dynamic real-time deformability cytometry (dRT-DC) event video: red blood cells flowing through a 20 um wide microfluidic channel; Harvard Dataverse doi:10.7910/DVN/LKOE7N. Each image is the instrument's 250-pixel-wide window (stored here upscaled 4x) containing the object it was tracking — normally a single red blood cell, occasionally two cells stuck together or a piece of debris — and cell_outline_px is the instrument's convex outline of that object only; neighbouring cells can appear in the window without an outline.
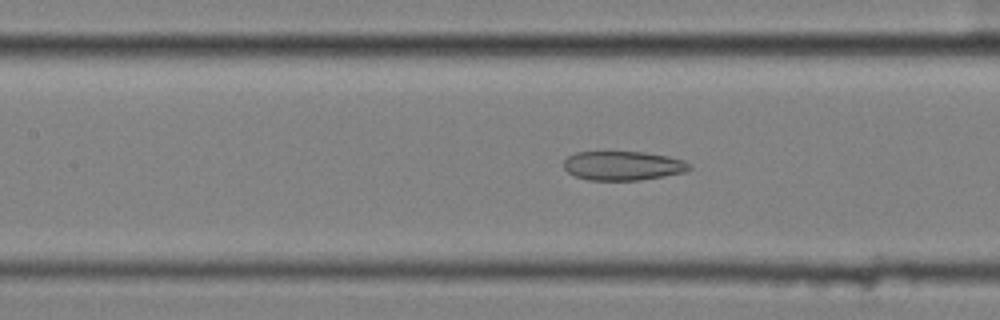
{"species": "common noctule bat (a hibernating species)", "species_latin": "Nyctalus noctula", "temperature_condition": "cold", "stored_images_in_passage": 49, "camera_frame_rate_fps": 3000, "um_per_image_px": 0.085, "animal": {"sex": "female", "body_mass_g": 25.1}, "frame": {"image": 1, "passage_image": 25, "time_ms": 8.0, "image_size_px": [1000, 320], "cell_outline_px": [[692, 168], [684, 172], [664, 176], [640, 180], [588, 180], [576, 176], [568, 172], [564, 168], [564, 160], [568, 156], [576, 152], [644, 152], [668, 156], [684, 160], [692, 164]], "centroid_in_image_um": [52.97, 14.08], "position_along_channel_um": 154.4, "area_um2": 21.39}}
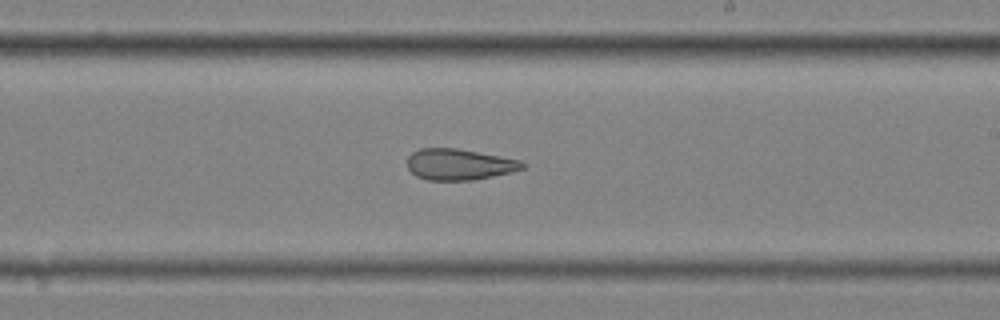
{"frame": {"image": 2, "passage_image": 33, "time_ms": 10.667, "image_size_px": [1000, 320], "cell_outline_px": [[528, 164], [524, 168], [492, 176], [472, 180], [428, 180], [416, 176], [408, 168], [408, 156], [412, 152], [420, 148], [456, 148], [520, 160]], "centroid_in_image_um": [39.01, 13.97], "position_along_channel_um": 250.0, "area_um2": 20.69}}
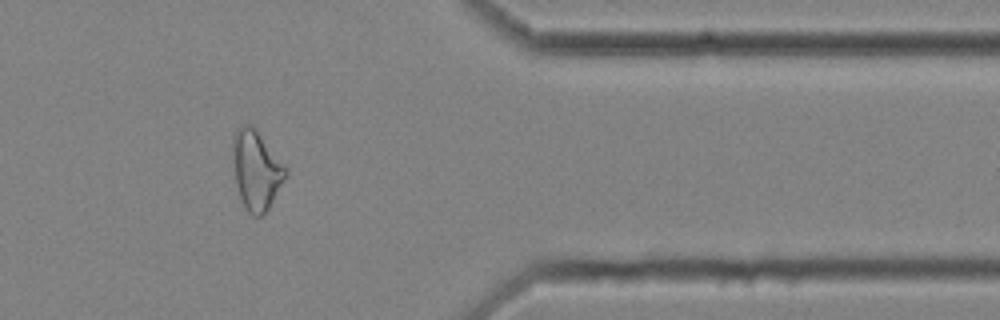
{"frame": {"image": 3, "passage_image": 46, "time_ms": 15.0, "image_size_px": [1000, 320], "cell_outline_px": [[288, 176], [264, 216], [252, 216], [248, 212], [240, 196], [236, 184], [232, 160], [232, 136], [236, 128], [240, 124], [252, 124], [256, 128], [288, 168]], "centroid_in_image_um": [21.79, 14.42], "position_along_channel_um": 389.6, "area_um2": 25.09}, "authors_computed_cell_mechanics": {"area_um2": 24.6806, "velocity_mm_per_s": 3.6004, "shape_relaxation_time_tau1_ms": null, "shape_relaxation_time_tau2_ms": 3.1281, "deformation_change_tau1": null, "deformation_change_tau2": 0.1269}}